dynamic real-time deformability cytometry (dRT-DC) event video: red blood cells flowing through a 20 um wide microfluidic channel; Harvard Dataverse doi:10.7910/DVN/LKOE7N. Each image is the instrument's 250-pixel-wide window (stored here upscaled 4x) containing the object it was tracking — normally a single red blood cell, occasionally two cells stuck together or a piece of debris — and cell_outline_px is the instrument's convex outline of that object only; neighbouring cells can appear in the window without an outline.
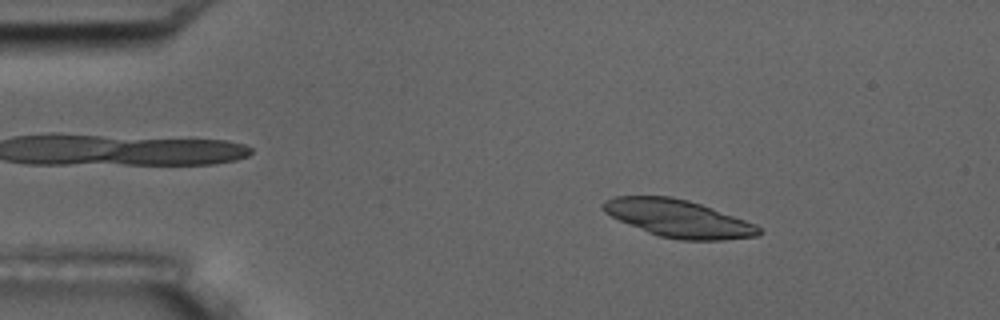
{"species": "common noctule bat (a hibernating species)", "species_latin": "Nyctalus noctula", "temperature_condition": "room temperature", "stored_images_in_passage": 4, "camera_frame_rate_fps": 3000, "um_per_image_px": 0.085, "animal": {"sex": "male", "body_mass_g": 17.5, "forearm_length_mm": 52.3}, "frame": {"image": 1, "passage_image": 2, "time_ms": 1.333, "image_size_px": [1000, 320], "cell_outline_px": [[760, 232], [756, 236], [724, 240], [680, 240], [660, 236], [648, 232], [620, 220], [604, 212], [600, 208], [600, 204], [604, 200], [616, 196], [672, 196], [688, 200], [712, 208], [756, 224], [760, 228]], "centroid_in_image_um": [57.63, 18.56], "position_along_channel_um": 27.4, "area_um2": 33.76}}